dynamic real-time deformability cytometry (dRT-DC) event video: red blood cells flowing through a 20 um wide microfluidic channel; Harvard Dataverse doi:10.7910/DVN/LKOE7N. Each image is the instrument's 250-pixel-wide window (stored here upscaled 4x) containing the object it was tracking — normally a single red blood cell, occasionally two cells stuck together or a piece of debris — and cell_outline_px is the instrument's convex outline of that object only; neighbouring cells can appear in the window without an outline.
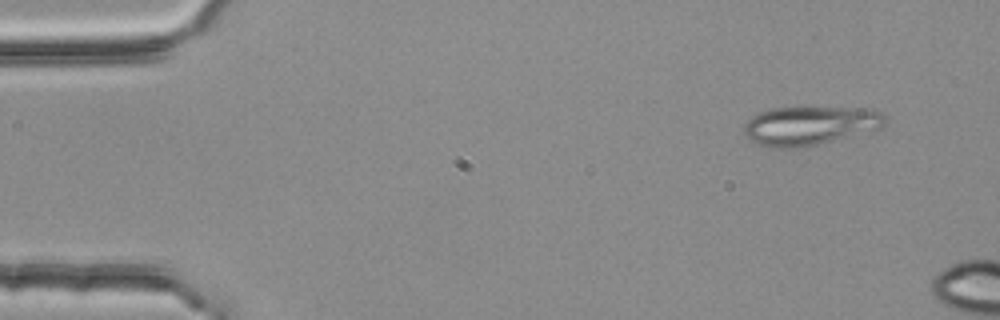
{"species": "common noctule bat (a hibernating species)", "species_latin": "Nyctalus noctula", "temperature_condition": "room temperature", "stored_images_in_passage": 3, "camera_frame_rate_fps": 3000, "um_per_image_px": 0.085, "animal": {"sex": "female", "body_mass_g": 25.1}, "frame": {"image": 1, "passage_image": 1, "time_ms": 0.0, "image_size_px": [1000, 320], "cell_outline_px": [[888, 120], [880, 128], [800, 148], [768, 148], [748, 140], [744, 132], [744, 124], [752, 116], [760, 112], [772, 108], [868, 108], [884, 112], [888, 116]], "centroid_in_image_um": [68.83, 10.68], "position_along_channel_um": 16.2, "area_um2": 31.91}}